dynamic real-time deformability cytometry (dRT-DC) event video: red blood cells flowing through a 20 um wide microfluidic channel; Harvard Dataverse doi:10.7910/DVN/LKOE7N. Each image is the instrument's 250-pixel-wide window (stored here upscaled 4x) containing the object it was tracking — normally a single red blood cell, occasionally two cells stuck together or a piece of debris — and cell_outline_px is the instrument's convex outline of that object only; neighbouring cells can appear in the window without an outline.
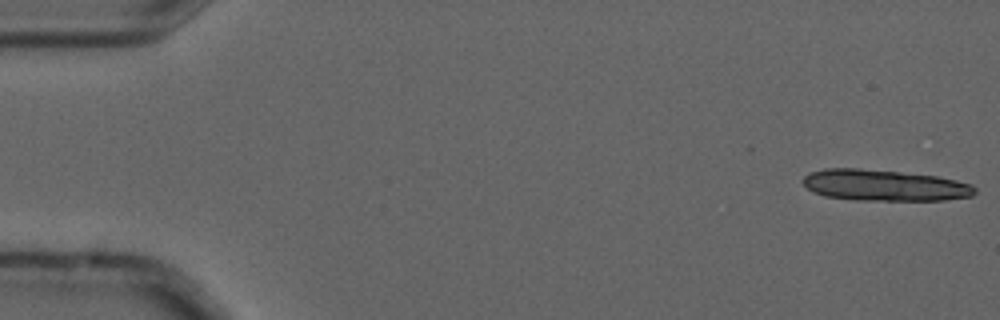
{"species": "common noctule bat (a hibernating species)", "species_latin": "Nyctalus noctula", "temperature_condition": "cold", "stored_images_in_passage": 6, "camera_frame_rate_fps": 3000, "um_per_image_px": 0.085, "animal": {"sex": "male", "forearm_length_mm": 52.5}, "frame": {"image": 1, "passage_image": 1, "time_ms": 0.0, "image_size_px": [1000, 320], "cell_outline_px": [[976, 192], [972, 196], [944, 200], [852, 200], [824, 196], [812, 192], [800, 180], [808, 172], [824, 168], [860, 168], [900, 172], [936, 176], [956, 180], [972, 184], [976, 188]], "centroid_in_image_um": [75.13, 15.75], "position_along_channel_um": 9.9, "area_um2": 31.56}}
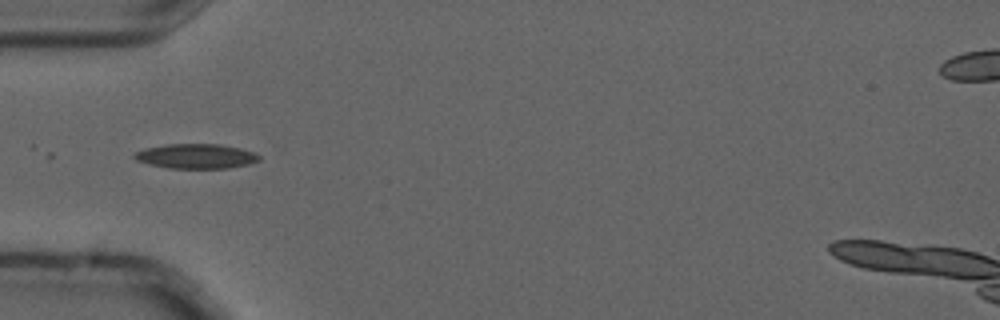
{"frame": {"image": 2, "passage_image": 5, "time_ms": 1.333, "image_size_px": [1000, 320], "cell_outline_px": [[260, 160], [248, 164], [228, 168], [168, 168], [148, 164], [136, 160], [132, 156], [136, 152], [144, 148], [168, 144], [220, 144], [240, 148], [256, 152], [260, 156]], "centroid_in_image_um": [16.67, 13.27], "position_along_channel_um": 68.3, "area_um2": 18.03}}
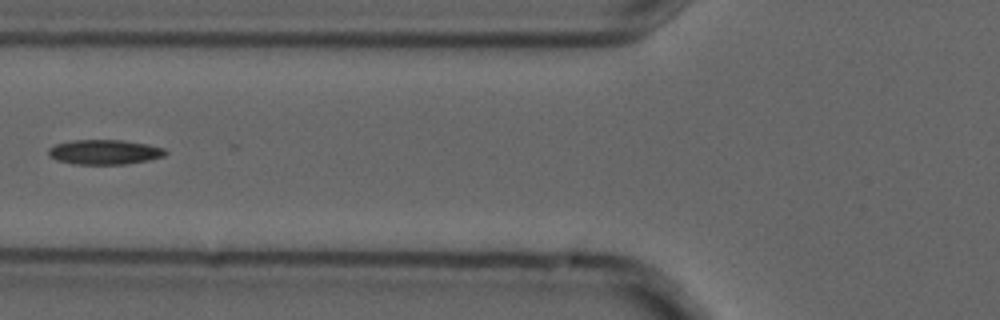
{"frame": {"image": 3, "passage_image": 6, "time_ms": 1.667, "image_size_px": [1000, 320], "cell_outline_px": [[168, 152], [164, 156], [148, 160], [124, 164], [72, 164], [56, 160], [48, 156], [48, 148], [56, 144], [72, 140], [124, 140], [148, 144], [164, 148]], "centroid_in_image_um": [8.87, 12.92], "position_along_channel_um": 116.9, "area_um2": 16.99}}